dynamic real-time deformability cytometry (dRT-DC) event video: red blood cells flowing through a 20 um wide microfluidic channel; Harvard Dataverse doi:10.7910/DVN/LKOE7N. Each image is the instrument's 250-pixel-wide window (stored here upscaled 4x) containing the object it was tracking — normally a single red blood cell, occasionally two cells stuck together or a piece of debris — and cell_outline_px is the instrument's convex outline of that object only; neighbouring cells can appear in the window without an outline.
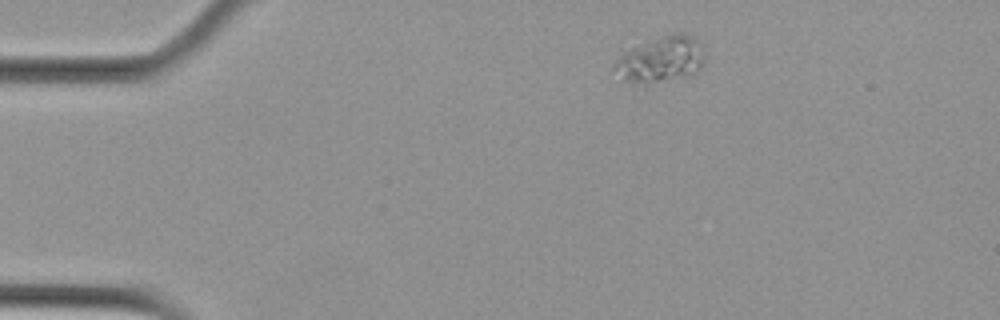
{"species": "Egyptian fruit bat (a non-hibernating species)", "species_latin": "Rousettus aegyptiacus", "temperature_condition": "cold", "stored_images_in_passage": 3, "camera_frame_rate_fps": 3000, "um_per_image_px": 0.085, "animal": {"sex": "female"}, "frame": {"image": 1, "passage_image": 1, "time_ms": 0.0, "image_size_px": [1000, 320], "cell_outline_px": [[704, 68], [692, 76], [648, 84], [636, 84], [624, 80], [612, 68], [612, 64], [620, 40], [672, 32], [684, 32], [692, 36], [704, 48]], "centroid_in_image_um": [55.98, 4.93], "position_along_channel_um": 29.0, "area_um2": 27.57}}